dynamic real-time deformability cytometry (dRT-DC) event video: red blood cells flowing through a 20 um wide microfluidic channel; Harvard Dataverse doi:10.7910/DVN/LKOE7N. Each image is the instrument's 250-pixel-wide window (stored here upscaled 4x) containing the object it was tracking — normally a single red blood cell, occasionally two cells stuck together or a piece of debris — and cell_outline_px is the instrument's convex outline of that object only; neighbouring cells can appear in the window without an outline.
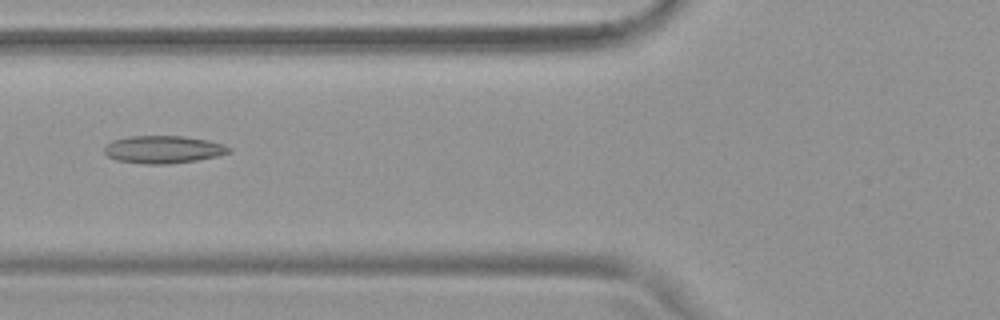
{"species": "common noctule bat (a hibernating species)", "species_latin": "Nyctalus noctula", "temperature_condition": "warm", "stored_images_in_passage": 53, "camera_frame_rate_fps": 3000, "um_per_image_px": 0.085, "animal": {"sex": "female", "body_mass_g": 19.9}, "frame": {"image": 1, "passage_image": 21, "time_ms": 6.667, "image_size_px": [1000, 320], "cell_outline_px": [[232, 152], [220, 156], [196, 160], [168, 164], [144, 164], [116, 160], [108, 156], [104, 152], [104, 148], [112, 140], [128, 136], [184, 136], [208, 140], [224, 144], [232, 148]], "centroid_in_image_um": [13.92, 12.7], "position_along_channel_um": 111.9, "area_um2": 20.23}}
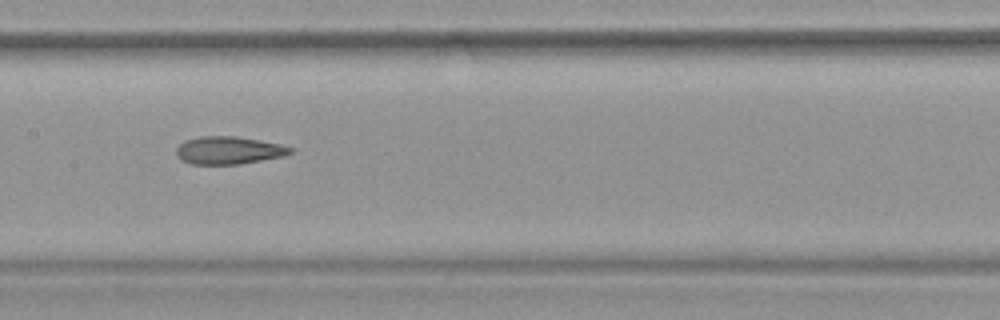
{"frame": {"image": 2, "passage_image": 27, "time_ms": 8.667, "image_size_px": [1000, 320], "cell_outline_px": [[296, 152], [284, 156], [240, 164], [192, 164], [180, 160], [176, 156], [176, 148], [184, 140], [200, 136], [236, 136], [260, 140], [280, 144], [296, 148]], "centroid_in_image_um": [19.47, 12.77], "position_along_channel_um": 187.9, "area_um2": 18.73}}
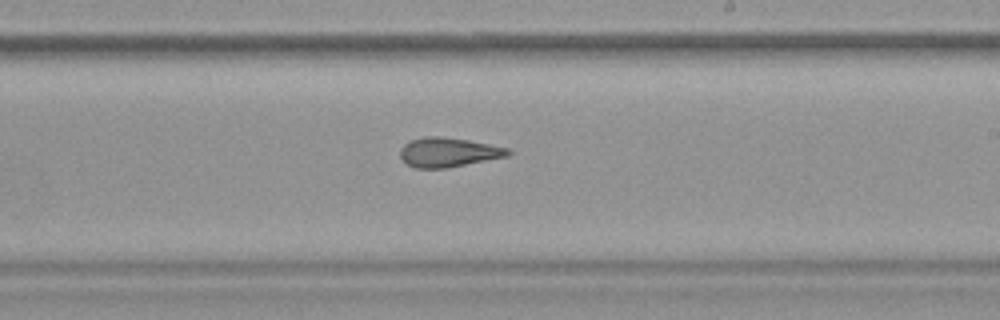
{"frame": {"image": 3, "passage_image": 32, "time_ms": 10.333, "image_size_px": [1000, 320], "cell_outline_px": [[512, 152], [508, 156], [448, 168], [412, 168], [404, 164], [400, 156], [400, 148], [404, 144], [412, 140], [424, 136], [440, 136], [468, 140], [508, 148]], "centroid_in_image_um": [38.07, 12.95], "position_along_channel_um": 250.9, "area_um2": 18.61}, "authors_computed_cell_mechanics": {"area_um2": 20.808, "velocity_mm_per_s": 3.7989, "shape_relaxation_time_tau1_ms": null, "shape_relaxation_time_tau2_ms": 2.7673, "deformation_change_tau1": null, "deformation_change_tau2": 0.1202}}